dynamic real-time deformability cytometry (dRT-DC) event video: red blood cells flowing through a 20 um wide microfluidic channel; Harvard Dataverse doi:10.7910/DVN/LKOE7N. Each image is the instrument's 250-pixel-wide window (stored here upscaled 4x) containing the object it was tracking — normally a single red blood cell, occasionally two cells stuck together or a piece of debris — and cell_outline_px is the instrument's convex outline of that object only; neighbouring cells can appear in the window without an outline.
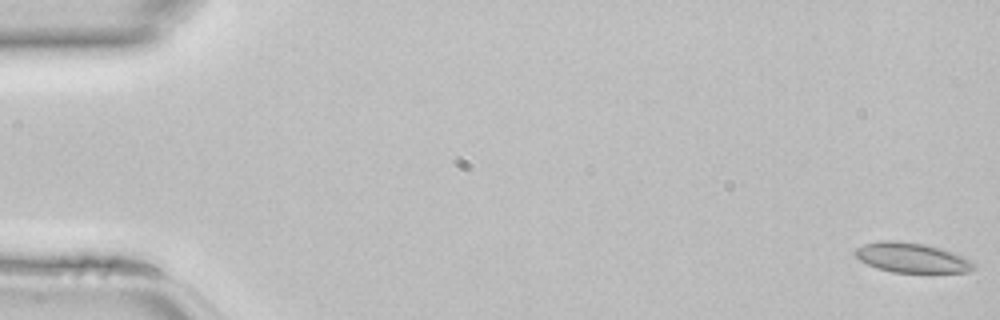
{"species": "common noctule bat (a hibernating species)", "species_latin": "Nyctalus noctula", "temperature_condition": "room temperature", "stored_images_in_passage": 21, "camera_frame_rate_fps": 3000, "um_per_image_px": 0.085, "animal": {"sex": "female", "body_mass_g": 22.7, "forearm_length_mm": 54.2}, "frame": {"image": 1, "passage_image": 1, "time_ms": 0.0, "image_size_px": [1000, 320], "cell_outline_px": [[976, 268], [968, 272], [892, 272], [876, 268], [860, 260], [852, 252], [856, 248], [864, 244], [884, 240], [892, 240], [924, 244], [940, 248], [964, 256], [972, 260], [976, 264]], "centroid_in_image_um": [77.52, 21.91], "position_along_channel_um": 7.5, "area_um2": 20.63}}